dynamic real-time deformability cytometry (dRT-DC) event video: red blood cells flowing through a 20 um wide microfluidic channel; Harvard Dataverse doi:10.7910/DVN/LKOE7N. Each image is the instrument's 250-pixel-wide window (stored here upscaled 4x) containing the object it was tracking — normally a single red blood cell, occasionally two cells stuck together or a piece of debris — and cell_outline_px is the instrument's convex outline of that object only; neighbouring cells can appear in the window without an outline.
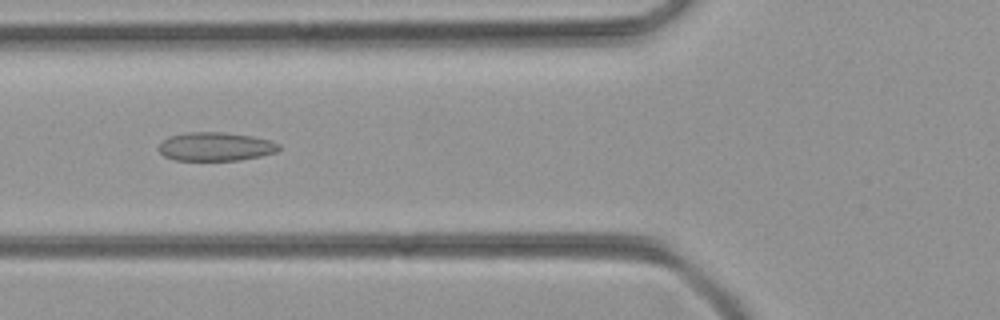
{"species": "common noctule bat (a hibernating species)", "species_latin": "Nyctalus noctula", "temperature_condition": "room temperature", "stored_images_in_passage": 40, "camera_frame_rate_fps": 3000, "um_per_image_px": 0.085, "animal": {"sex": "female", "body_mass_g": 21.9}, "frame": {"image": 1, "passage_image": 9, "time_ms": 2.667, "image_size_px": [1000, 320], "cell_outline_px": [[280, 148], [276, 152], [260, 156], [240, 160], [176, 160], [164, 156], [156, 148], [168, 136], [188, 132], [220, 132], [252, 136], [272, 140], [280, 144]], "centroid_in_image_um": [18.32, 12.46], "position_along_channel_um": 107.5, "area_um2": 20.11}}
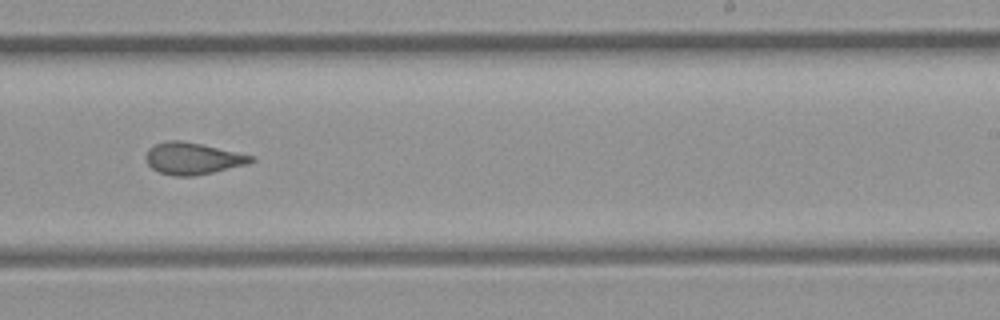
{"frame": {"image": 2, "passage_image": 21, "time_ms": 6.667, "image_size_px": [1000, 320], "cell_outline_px": [[256, 160], [244, 164], [212, 172], [192, 176], [176, 176], [160, 172], [152, 168], [148, 164], [144, 156], [148, 148], [156, 144], [168, 140], [180, 140], [200, 144], [256, 156]], "centroid_in_image_um": [16.35, 13.46], "position_along_channel_um": 272.7, "area_um2": 19.25}}
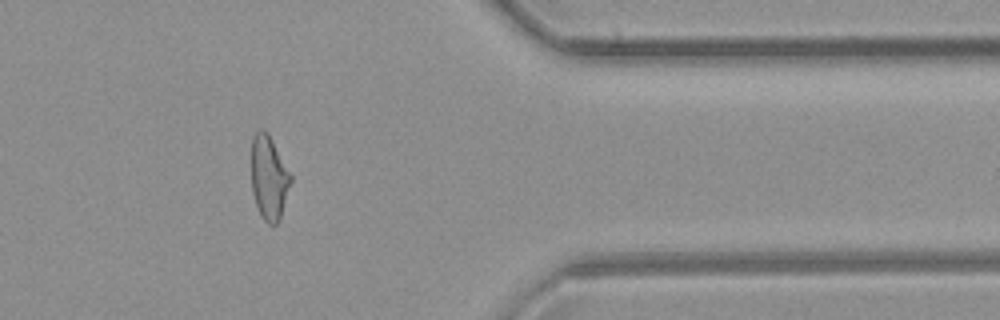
{"frame": {"image": 3, "passage_image": 31, "time_ms": 10.0, "image_size_px": [1000, 320], "cell_outline_px": [[292, 180], [280, 220], [276, 224], [268, 224], [264, 220], [256, 204], [252, 192], [252, 136], [260, 128], [264, 128], [268, 132], [292, 176]], "centroid_in_image_um": [22.87, 15.08], "position_along_channel_um": 388.5, "area_um2": 19.31}}